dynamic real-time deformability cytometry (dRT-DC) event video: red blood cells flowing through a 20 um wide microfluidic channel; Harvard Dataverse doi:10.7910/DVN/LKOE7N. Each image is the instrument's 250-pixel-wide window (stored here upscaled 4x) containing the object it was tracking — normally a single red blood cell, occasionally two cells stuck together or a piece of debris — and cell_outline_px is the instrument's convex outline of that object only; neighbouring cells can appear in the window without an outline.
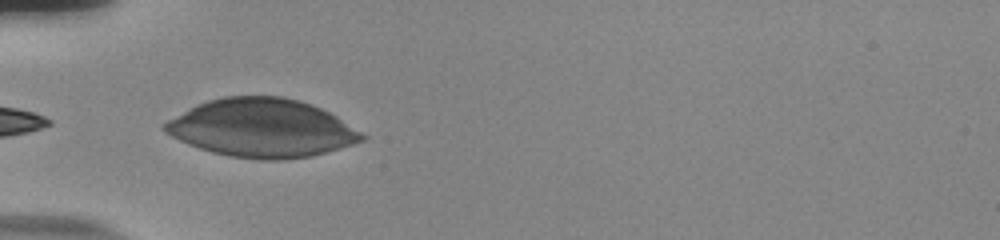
{"species": "human", "species_latin": "Homo sapiens", "temperature_condition": "room temperature", "stored_images_in_passage": 25, "camera_frame_rate_fps": 3000, "um_per_image_px": 0.085, "donor": {"sex": "male"}, "frame": {"image": 1, "passage_image": 1, "time_ms": 0.0, "image_size_px": [1000, 240], "cell_outline_px": [[368, 136], [364, 140], [352, 144], [312, 156], [280, 160], [260, 160], [228, 156], [212, 152], [188, 144], [164, 132], [160, 128], [160, 124], [196, 104], [208, 100], [224, 96], [284, 96], [300, 100], [312, 104], [336, 116]], "centroid_in_image_um": [22.23, 10.88], "position_along_channel_um": 62.8, "area_um2": 67.16}}